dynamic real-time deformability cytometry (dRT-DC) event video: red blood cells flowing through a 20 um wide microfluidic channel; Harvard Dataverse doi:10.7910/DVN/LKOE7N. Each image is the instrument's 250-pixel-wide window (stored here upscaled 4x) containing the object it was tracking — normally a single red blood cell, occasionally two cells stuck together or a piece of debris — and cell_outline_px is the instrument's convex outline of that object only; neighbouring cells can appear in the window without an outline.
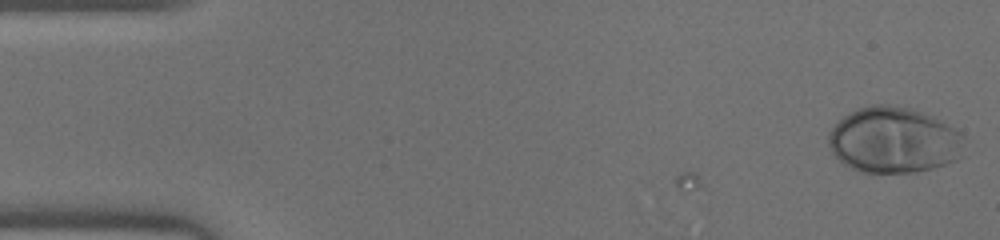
{"species": "human", "species_latin": "Homo sapiens", "temperature_condition": "warm", "stored_images_in_passage": 36, "camera_frame_rate_fps": 3000, "um_per_image_px": 0.085, "donor": {"sex": "male"}, "frame": {"image": 1, "passage_image": 1, "time_ms": 0.0, "image_size_px": [1000, 240], "cell_outline_px": [[964, 156], [956, 160], [932, 168], [916, 172], [872, 176], [860, 172], [844, 164], [832, 152], [828, 144], [828, 132], [844, 116], [856, 108], [872, 104], [888, 104], [912, 108], [932, 116], [940, 120], [960, 132], [964, 136]], "centroid_in_image_um": [75.97, 11.95], "position_along_channel_um": 9.0, "area_um2": 53.23}}
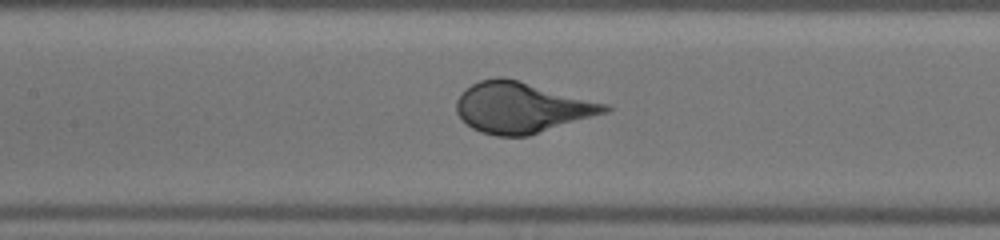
{"frame": {"image": 2, "passage_image": 21, "time_ms": 6.667, "image_size_px": [1000, 240], "cell_outline_px": [[612, 108], [608, 112], [528, 136], [496, 136], [480, 132], [472, 128], [456, 112], [456, 100], [460, 92], [464, 88], [480, 80], [500, 76], [516, 80], [608, 104]], "centroid_in_image_um": [44.3, 9.15], "position_along_channel_um": 163.1, "area_um2": 43.58}}
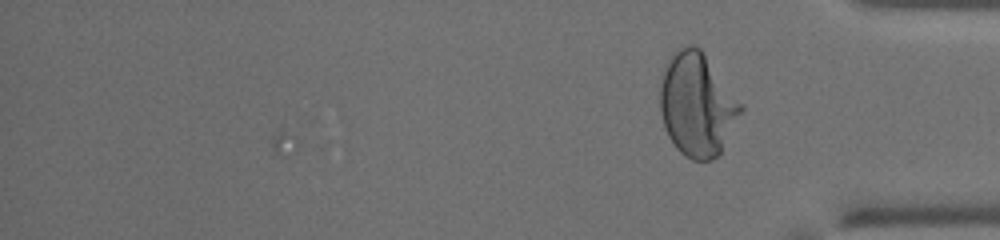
{"frame": {"image": 3, "passage_image": 36, "time_ms": 11.667, "image_size_px": [1000, 240], "cell_outline_px": [[744, 108], [720, 152], [712, 160], [692, 160], [684, 156], [676, 148], [668, 136], [664, 128], [660, 112], [660, 84], [664, 72], [672, 52], [676, 48], [688, 44], [692, 44], [700, 48], [744, 104]], "centroid_in_image_um": [59.25, 8.88], "position_along_channel_um": 375.9, "area_um2": 48.73}}